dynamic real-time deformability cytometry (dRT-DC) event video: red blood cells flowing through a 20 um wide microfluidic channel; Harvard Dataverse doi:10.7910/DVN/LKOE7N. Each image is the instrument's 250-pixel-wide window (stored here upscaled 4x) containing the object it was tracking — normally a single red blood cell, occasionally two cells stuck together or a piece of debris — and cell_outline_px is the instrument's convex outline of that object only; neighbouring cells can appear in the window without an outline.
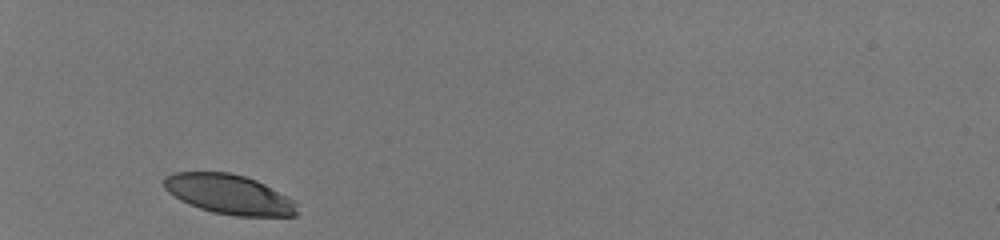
{"species": "human", "species_latin": "Homo sapiens", "temperature_condition": "room temperature", "stored_images_in_passage": 29, "camera_frame_rate_fps": 3000, "um_per_image_px": 0.085, "donor": {"sex": "male"}, "frame": {"image": 1, "passage_image": 1, "time_ms": 0.0, "image_size_px": [1000, 240], "cell_outline_px": [[296, 216], [236, 216], [212, 212], [188, 204], [180, 200], [168, 192], [164, 188], [164, 176], [176, 172], [228, 172], [244, 176], [256, 180], [264, 184], [292, 200], [296, 204]], "centroid_in_image_um": [19.42, 16.52], "position_along_channel_um": 65.6, "area_um2": 30.52}}
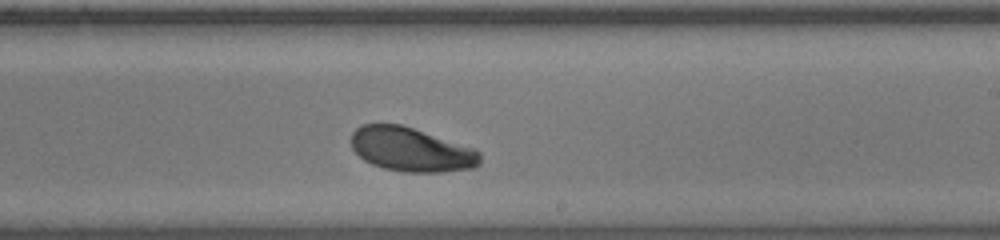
{"frame": {"image": 2, "passage_image": 17, "time_ms": 5.333, "image_size_px": [1000, 240], "cell_outline_px": [[480, 164], [476, 168], [440, 172], [400, 172], [384, 168], [372, 164], [364, 160], [352, 148], [352, 132], [360, 124], [400, 124], [476, 148], [480, 152]], "centroid_in_image_um": [34.97, 12.72], "position_along_channel_um": 254.0, "area_um2": 33.23}}
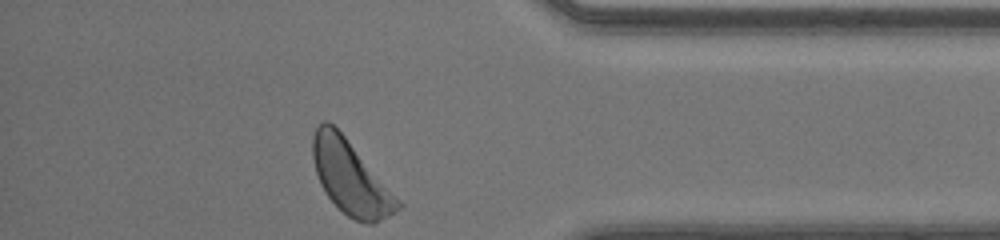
{"frame": {"image": 3, "passage_image": 29, "time_ms": 9.333, "image_size_px": [1000, 240], "cell_outline_px": [[404, 204], [400, 208], [388, 216], [372, 224], [368, 224], [356, 220], [348, 216], [328, 196], [320, 184], [316, 172], [312, 156], [312, 136], [316, 128], [324, 120], [328, 120], [344, 136]], "centroid_in_image_um": [29.79, 15.09], "position_along_channel_um": 405.4, "area_um2": 35.78}, "authors_computed_cell_mechanics": {"area_um2": 33.4084, "velocity_mm_per_s": 4.0522, "shape_relaxation_time_tau1_ms": 1.631, "shape_relaxation_time_tau2_ms": null, "deformation_change_tau1": 0.1048, "deformation_change_tau2": null}}